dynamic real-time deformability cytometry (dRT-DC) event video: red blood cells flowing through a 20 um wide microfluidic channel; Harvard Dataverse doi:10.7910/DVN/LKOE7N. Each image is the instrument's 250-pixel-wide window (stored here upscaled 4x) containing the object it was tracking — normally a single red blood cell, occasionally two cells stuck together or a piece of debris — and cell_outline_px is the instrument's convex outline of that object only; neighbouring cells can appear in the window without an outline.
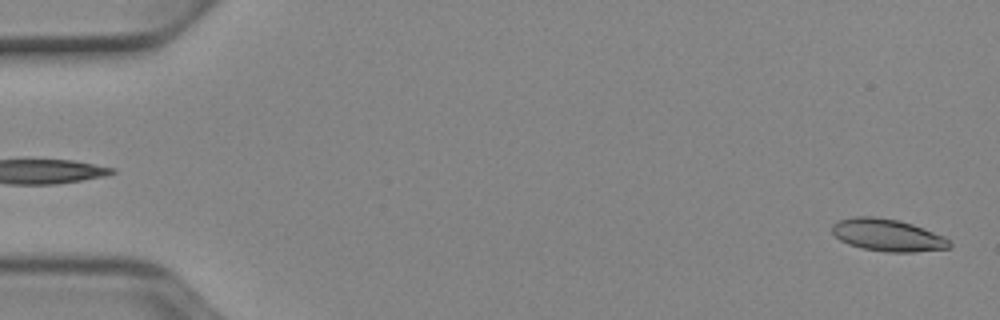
{"species": "Egyptian fruit bat (a non-hibernating species)", "species_latin": "Rousettus aegyptiacus", "temperature_condition": "cold", "stored_images_in_passage": 52, "segment_of_instrument_passage": [1, 2], "camera_frame_rate_fps": 3000, "um_per_image_px": 0.085, "animal": {"sex": "female"}, "frame": {"image": 1, "passage_image": 1, "time_ms": 0.0, "image_size_px": [1000, 320], "cell_outline_px": [[952, 248], [912, 252], [884, 252], [864, 248], [848, 244], [840, 240], [832, 232], [832, 224], [840, 220], [856, 216], [872, 216], [900, 220], [912, 224], [944, 236], [952, 244]], "centroid_in_image_um": [75.46, 19.98], "position_along_channel_um": 9.5, "area_um2": 22.02}}
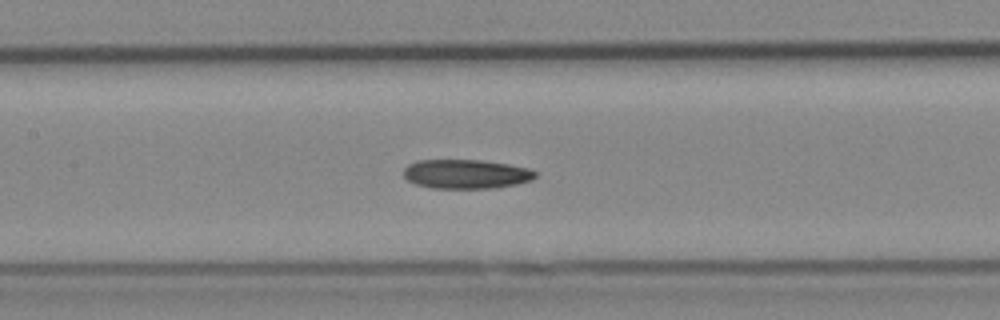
{"frame": {"image": 2, "passage_image": 24, "time_ms": 7.667, "image_size_px": [1000, 320], "cell_outline_px": [[536, 176], [532, 180], [516, 184], [492, 188], [432, 188], [416, 184], [408, 180], [404, 176], [404, 168], [408, 164], [420, 160], [480, 160], [508, 164], [528, 168], [536, 172]], "centroid_in_image_um": [39.61, 14.79], "position_along_channel_um": 167.8, "area_um2": 22.31}}
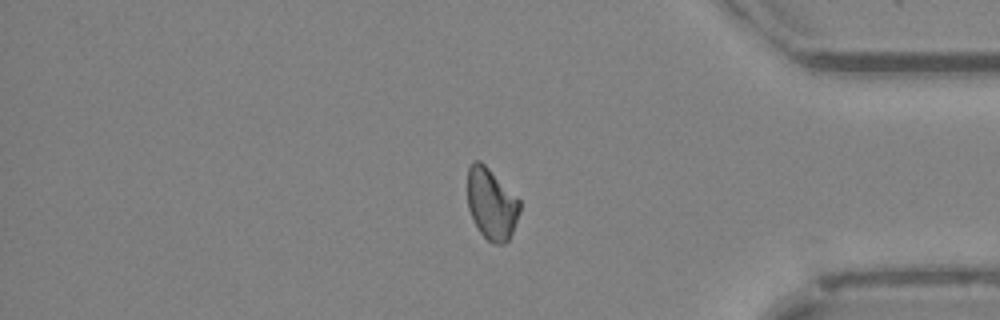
{"frame": {"image": 3, "passage_image": 43, "time_ms": 14.0, "image_size_px": [1000, 320], "cell_outline_px": [[520, 212], [512, 232], [508, 240], [504, 244], [492, 244], [480, 232], [468, 208], [468, 168], [476, 160], [480, 160], [520, 200]], "centroid_in_image_um": [41.78, 17.35], "position_along_channel_um": 393.4, "area_um2": 21.39}}